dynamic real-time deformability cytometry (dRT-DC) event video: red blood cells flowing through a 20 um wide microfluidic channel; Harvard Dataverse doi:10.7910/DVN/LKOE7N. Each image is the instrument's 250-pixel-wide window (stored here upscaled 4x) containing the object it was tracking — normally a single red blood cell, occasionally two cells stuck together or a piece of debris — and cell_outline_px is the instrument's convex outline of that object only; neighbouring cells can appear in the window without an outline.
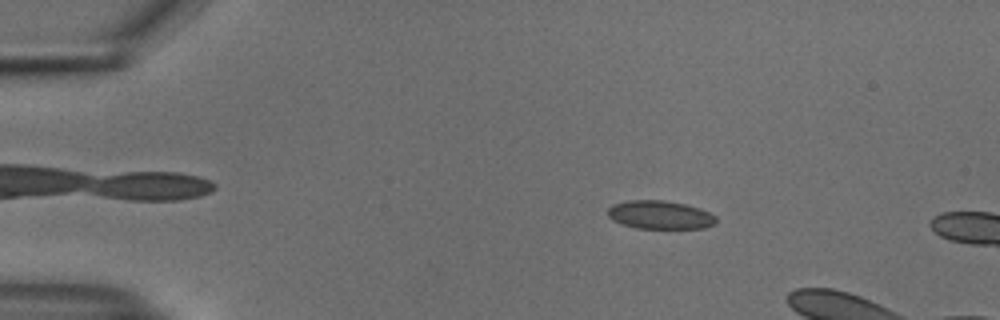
{"species": "common noctule bat (a hibernating species)", "species_latin": "Nyctalus noctula", "temperature_condition": "cold", "stored_images_in_passage": 9, "camera_frame_rate_fps": 3000, "um_per_image_px": 0.085, "animal": {"sex": "male", "body_mass_g": 18.8}, "frame": {"image": 1, "passage_image": 6, "time_ms": 1.667, "image_size_px": [1000, 320], "cell_outline_px": [[716, 224], [704, 228], [636, 228], [620, 224], [612, 220], [608, 216], [608, 208], [612, 204], [628, 200], [664, 200], [684, 204], [700, 208], [716, 216]], "centroid_in_image_um": [56.08, 18.26], "position_along_channel_um": 28.9, "area_um2": 18.03}}